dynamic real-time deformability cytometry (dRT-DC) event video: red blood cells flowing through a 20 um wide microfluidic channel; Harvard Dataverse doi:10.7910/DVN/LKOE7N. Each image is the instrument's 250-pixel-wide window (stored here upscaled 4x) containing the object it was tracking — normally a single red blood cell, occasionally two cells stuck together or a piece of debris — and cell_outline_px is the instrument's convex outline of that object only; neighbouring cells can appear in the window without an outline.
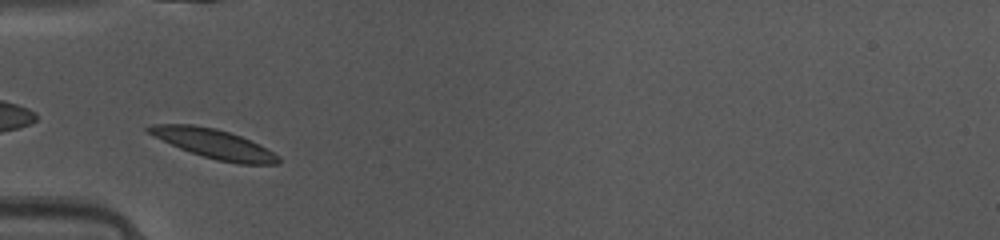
{"species": "common noctule bat (a hibernating species)", "species_latin": "Nyctalus noctula", "temperature_condition": "warm", "stored_images_in_passage": 37, "camera_frame_rate_fps": 3000, "um_per_image_px": 0.085, "animal": {"sex": "female", "body_mass_g": 10.0, "forearm_length_mm": 53.1}, "frame": {"image": 1, "passage_image": 4, "time_ms": 1.0, "image_size_px": [1000, 240], "cell_outline_px": [[280, 160], [276, 164], [240, 164], [216, 160], [180, 148], [148, 132], [144, 128], [152, 124], [192, 124], [216, 128], [240, 136], [260, 144], [280, 156]], "centroid_in_image_um": [18.22, 12.21], "position_along_channel_um": 66.8, "area_um2": 21.85}}
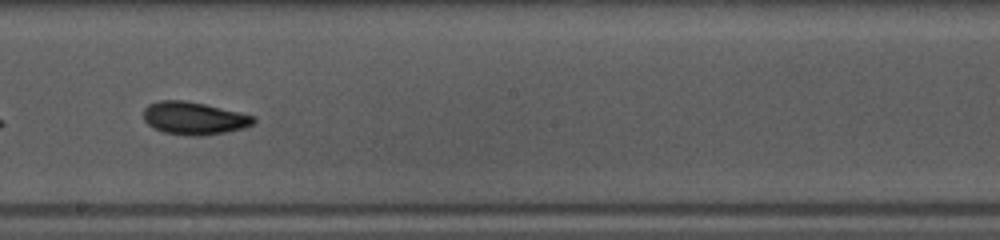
{"frame": {"image": 2, "passage_image": 16, "time_ms": 5.0, "image_size_px": [1000, 240], "cell_outline_px": [[256, 120], [252, 124], [244, 128], [224, 132], [200, 136], [184, 136], [164, 132], [152, 128], [144, 120], [144, 108], [148, 104], [160, 100], [184, 100], [204, 104], [240, 112], [256, 116]], "centroid_in_image_um": [16.47, 10.05], "position_along_channel_um": 231.7, "area_um2": 21.1}}
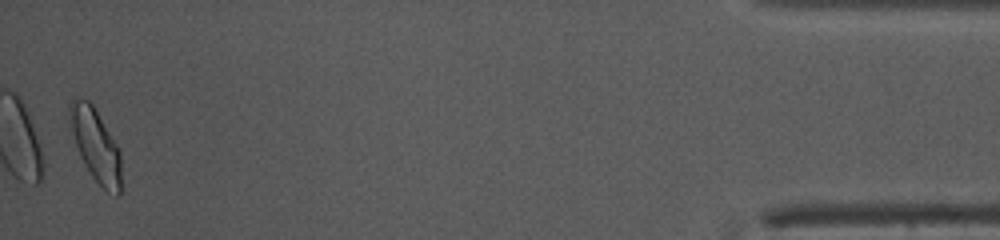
{"frame": {"image": 3, "passage_image": 36, "time_ms": 11.667, "image_size_px": [1000, 240], "cell_outline_px": [[120, 196], [116, 196], [108, 192], [92, 176], [84, 164], [80, 156], [72, 132], [68, 108], [68, 104], [76, 96], [88, 100], [92, 104], [116, 144], [120, 152]], "centroid_in_image_um": [8.11, 12.32], "position_along_channel_um": 427.1, "area_um2": 21.39}, "authors_computed_cell_mechanics": {"area_um2": 20.3456, "velocity_mm_per_s": 4.1311, "shape_relaxation_time_tau1_ms": 3.2325, "shape_relaxation_time_tau2_ms": 3.9483, "deformation_change_tau1": 0.1424, "deformation_change_tau2": 0.0791}}